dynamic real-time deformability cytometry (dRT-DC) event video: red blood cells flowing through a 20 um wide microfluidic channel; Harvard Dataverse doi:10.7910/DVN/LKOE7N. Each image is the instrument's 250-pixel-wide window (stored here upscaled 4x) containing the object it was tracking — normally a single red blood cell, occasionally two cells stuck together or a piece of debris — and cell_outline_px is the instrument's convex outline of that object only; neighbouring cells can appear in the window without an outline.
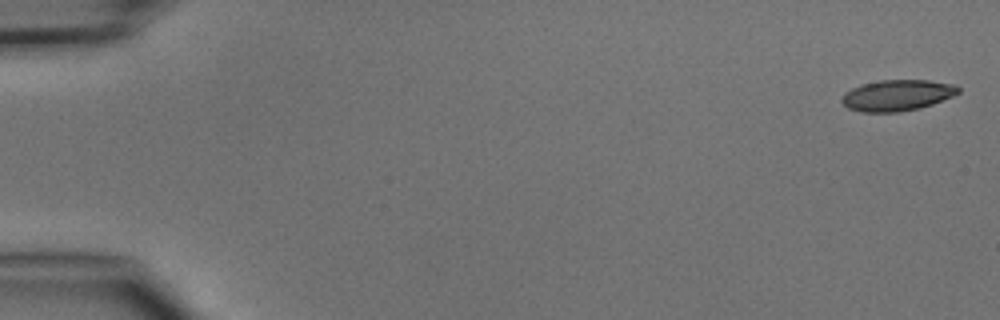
{"species": "common noctule bat (a hibernating species)", "species_latin": "Nyctalus noctula", "temperature_condition": "cold", "stored_images_in_passage": 8, "camera_frame_rate_fps": 3000, "um_per_image_px": 0.085, "animal": {"sex": "male", "body_mass_g": 15.6}, "frame": {"image": 1, "passage_image": 1, "time_ms": 0.0, "image_size_px": [1000, 320], "cell_outline_px": [[960, 92], [952, 96], [932, 104], [920, 108], [900, 112], [864, 112], [848, 108], [840, 100], [844, 92], [860, 84], [880, 80], [928, 80], [956, 84], [960, 88]], "centroid_in_image_um": [76.26, 8.09], "position_along_channel_um": 8.7, "area_um2": 21.21}}
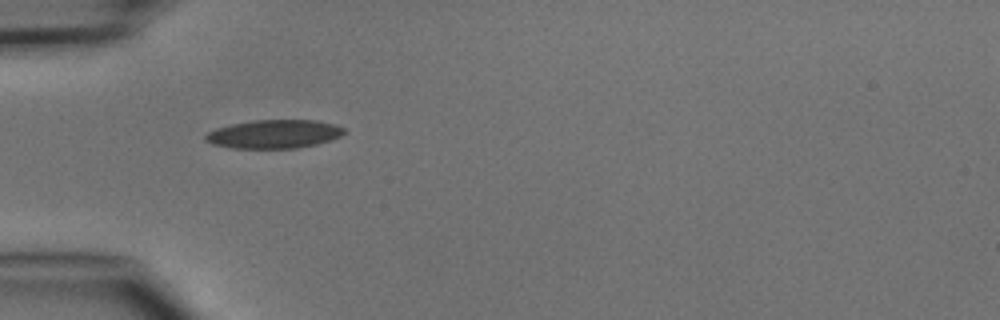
{"frame": {"image": 2, "passage_image": 5, "time_ms": 4.667, "image_size_px": [1000, 320], "cell_outline_px": [[344, 132], [340, 136], [316, 144], [296, 148], [232, 148], [212, 144], [204, 140], [204, 136], [208, 132], [216, 128], [232, 124], [256, 120], [316, 120], [336, 124], [344, 128]], "centroid_in_image_um": [23.27, 11.39], "position_along_channel_um": 61.7, "area_um2": 22.95}}